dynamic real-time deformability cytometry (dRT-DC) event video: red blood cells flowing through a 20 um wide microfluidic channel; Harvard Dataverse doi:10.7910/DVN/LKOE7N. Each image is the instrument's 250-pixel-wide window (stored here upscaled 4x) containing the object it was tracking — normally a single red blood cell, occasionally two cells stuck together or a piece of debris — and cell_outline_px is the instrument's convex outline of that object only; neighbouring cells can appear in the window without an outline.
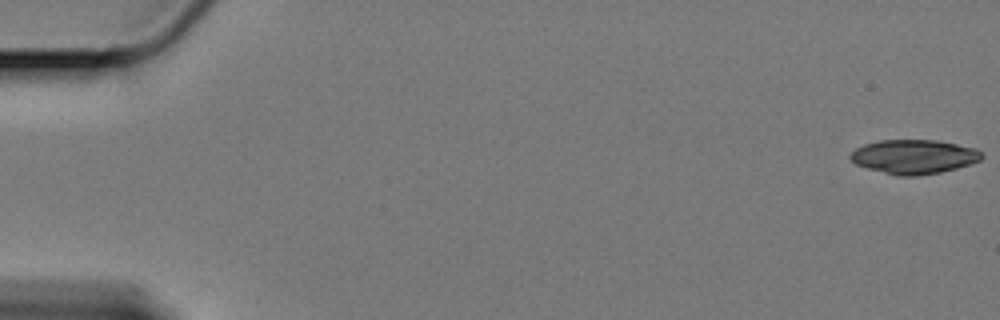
{"species": "Egyptian fruit bat (a non-hibernating species)", "species_latin": "Rousettus aegyptiacus", "temperature_condition": "cold", "stored_images_in_passage": 56, "camera_frame_rate_fps": 3000, "um_per_image_px": 0.085, "animal": {"sex": "female"}, "frame": {"image": 1, "passage_image": 1, "time_ms": 0.0, "image_size_px": [1000, 320], "cell_outline_px": [[984, 156], [980, 160], [972, 164], [940, 172], [916, 176], [896, 176], [868, 168], [856, 164], [848, 156], [856, 148], [864, 144], [880, 140], [936, 140], [976, 148]], "centroid_in_image_um": [77.69, 13.32], "position_along_channel_um": 7.3, "area_um2": 26.13}}
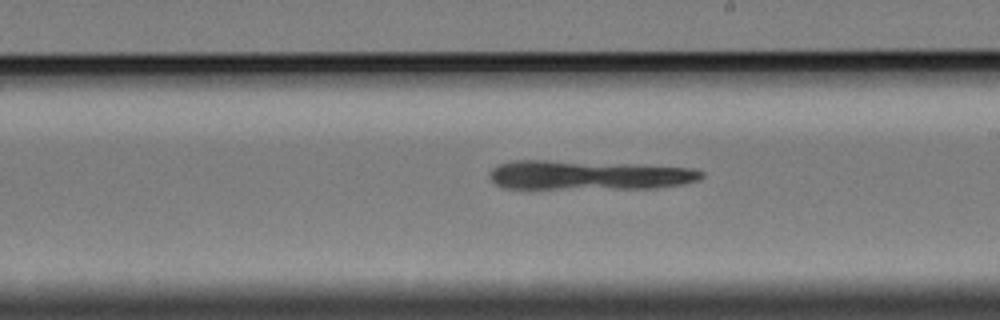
{"frame": {"image": 2, "passage_image": 35, "time_ms": 11.333, "image_size_px": [1000, 320], "cell_outline_px": [[704, 176], [700, 180], [684, 184], [656, 188], [504, 188], [496, 184], [488, 176], [492, 168], [500, 164], [516, 160], [544, 160], [636, 164], [692, 168], [704, 172]], "centroid_in_image_um": [50.07, 14.88], "position_along_channel_um": 238.9, "area_um2": 36.18}}
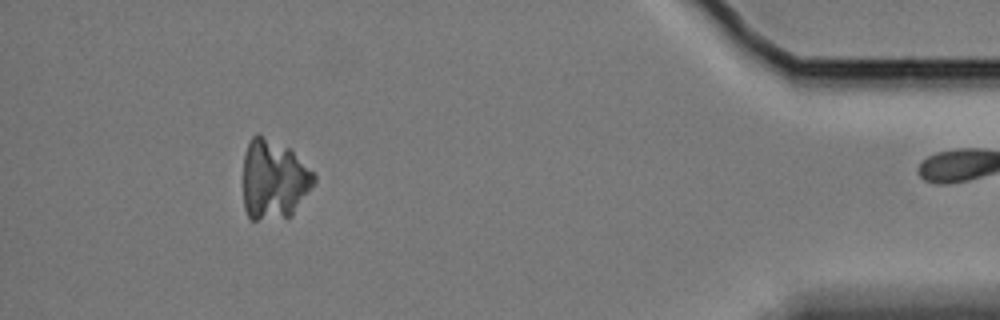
{"frame": {"image": 3, "passage_image": 55, "time_ms": 18.0, "image_size_px": [1000, 320], "cell_outline_px": [[316, 180], [292, 216], [256, 220], [252, 220], [248, 216], [244, 208], [244, 156], [248, 144], [252, 136], [260, 132], [288, 148], [316, 176]], "centroid_in_image_um": [23.25, 15.26], "position_along_channel_um": 412.0, "area_um2": 32.6}}